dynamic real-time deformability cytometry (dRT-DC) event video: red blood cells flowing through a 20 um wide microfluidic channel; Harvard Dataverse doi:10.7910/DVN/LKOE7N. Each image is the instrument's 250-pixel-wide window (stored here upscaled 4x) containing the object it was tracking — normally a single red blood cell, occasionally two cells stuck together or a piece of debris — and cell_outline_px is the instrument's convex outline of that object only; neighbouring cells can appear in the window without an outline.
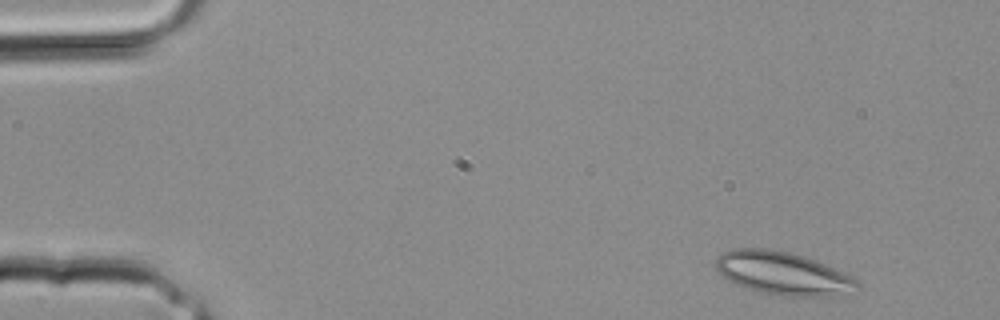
{"species": "common noctule bat (a hibernating species)", "species_latin": "Nyctalus noctula", "temperature_condition": "room temperature", "stored_images_in_passage": 32, "camera_frame_rate_fps": 3000, "um_per_image_px": 0.085, "animal": {"sex": "male", "body_mass_g": 20.4}, "frame": {"image": 1, "passage_image": 2, "time_ms": 0.333, "image_size_px": [1000, 320], "cell_outline_px": [[860, 288], [836, 300], [784, 296], [760, 292], [736, 284], [724, 276], [716, 268], [716, 256], [732, 248], [764, 248], [788, 252], [804, 256], [816, 260], [856, 280], [860, 284]], "centroid_in_image_um": [66.64, 23.29], "position_along_channel_um": 18.4, "area_um2": 36.13}}
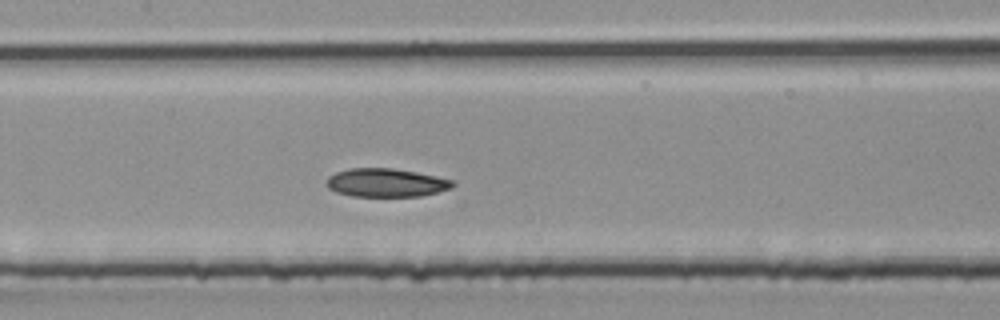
{"frame": {"image": 2, "passage_image": 15, "time_ms": 4.667, "image_size_px": [1000, 320], "cell_outline_px": [[456, 184], [452, 188], [420, 196], [352, 196], [336, 192], [328, 188], [328, 176], [336, 172], [352, 168], [392, 168], [416, 172], [456, 180]], "centroid_in_image_um": [32.86, 15.53], "position_along_channel_um": 174.5, "area_um2": 20.87}}
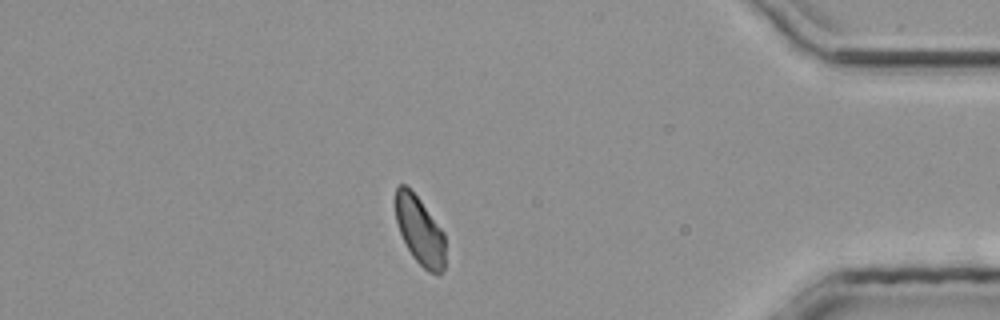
{"frame": {"image": 3, "passage_image": 28, "time_ms": 9.0, "image_size_px": [1000, 320], "cell_outline_px": [[444, 272], [440, 276], [436, 276], [428, 272], [412, 256], [400, 232], [396, 220], [396, 188], [400, 184], [404, 184], [420, 200], [444, 232]], "centroid_in_image_um": [35.71, 19.66], "position_along_channel_um": 399.5, "area_um2": 19.59}}